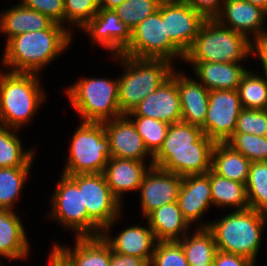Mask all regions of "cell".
<instances>
[{"mask_svg":"<svg viewBox=\"0 0 267 266\" xmlns=\"http://www.w3.org/2000/svg\"><path fill=\"white\" fill-rule=\"evenodd\" d=\"M182 181L183 176L149 166L139 188L144 216L164 204L177 202Z\"/></svg>","mask_w":267,"mask_h":266,"instance_id":"cell-14","label":"cell"},{"mask_svg":"<svg viewBox=\"0 0 267 266\" xmlns=\"http://www.w3.org/2000/svg\"><path fill=\"white\" fill-rule=\"evenodd\" d=\"M146 171L144 161L111 157L103 175L112 194L120 201L123 192L139 190Z\"/></svg>","mask_w":267,"mask_h":266,"instance_id":"cell-22","label":"cell"},{"mask_svg":"<svg viewBox=\"0 0 267 266\" xmlns=\"http://www.w3.org/2000/svg\"><path fill=\"white\" fill-rule=\"evenodd\" d=\"M65 26L54 23L49 29L27 32L12 37L5 47L3 64L15 73H36L54 60L70 44Z\"/></svg>","mask_w":267,"mask_h":266,"instance_id":"cell-2","label":"cell"},{"mask_svg":"<svg viewBox=\"0 0 267 266\" xmlns=\"http://www.w3.org/2000/svg\"><path fill=\"white\" fill-rule=\"evenodd\" d=\"M146 218L157 242L179 241L181 235L183 237L186 235L185 231L190 226L183 217L177 202L164 204L152 211ZM178 232H183V234L179 235Z\"/></svg>","mask_w":267,"mask_h":266,"instance_id":"cell-26","label":"cell"},{"mask_svg":"<svg viewBox=\"0 0 267 266\" xmlns=\"http://www.w3.org/2000/svg\"><path fill=\"white\" fill-rule=\"evenodd\" d=\"M72 143L63 174L103 173L111 158L109 139L102 122H81Z\"/></svg>","mask_w":267,"mask_h":266,"instance_id":"cell-8","label":"cell"},{"mask_svg":"<svg viewBox=\"0 0 267 266\" xmlns=\"http://www.w3.org/2000/svg\"><path fill=\"white\" fill-rule=\"evenodd\" d=\"M82 189L88 214V237L100 236L118 218L120 202L111 192L103 173L68 175ZM100 230V231H99Z\"/></svg>","mask_w":267,"mask_h":266,"instance_id":"cell-9","label":"cell"},{"mask_svg":"<svg viewBox=\"0 0 267 266\" xmlns=\"http://www.w3.org/2000/svg\"><path fill=\"white\" fill-rule=\"evenodd\" d=\"M126 116L151 117L169 125L181 121L180 97L175 79L170 76Z\"/></svg>","mask_w":267,"mask_h":266,"instance_id":"cell-16","label":"cell"},{"mask_svg":"<svg viewBox=\"0 0 267 266\" xmlns=\"http://www.w3.org/2000/svg\"><path fill=\"white\" fill-rule=\"evenodd\" d=\"M242 109L238 90L210 91L203 133L215 143H226L233 136Z\"/></svg>","mask_w":267,"mask_h":266,"instance_id":"cell-11","label":"cell"},{"mask_svg":"<svg viewBox=\"0 0 267 266\" xmlns=\"http://www.w3.org/2000/svg\"><path fill=\"white\" fill-rule=\"evenodd\" d=\"M22 4L46 15L57 24L62 25L65 20L64 0H22Z\"/></svg>","mask_w":267,"mask_h":266,"instance_id":"cell-41","label":"cell"},{"mask_svg":"<svg viewBox=\"0 0 267 266\" xmlns=\"http://www.w3.org/2000/svg\"><path fill=\"white\" fill-rule=\"evenodd\" d=\"M254 262L246 257L217 250L213 265L214 266H254Z\"/></svg>","mask_w":267,"mask_h":266,"instance_id":"cell-43","label":"cell"},{"mask_svg":"<svg viewBox=\"0 0 267 266\" xmlns=\"http://www.w3.org/2000/svg\"><path fill=\"white\" fill-rule=\"evenodd\" d=\"M210 186L212 203L216 206L232 205L237 210L249 208L245 184L223 178L210 170Z\"/></svg>","mask_w":267,"mask_h":266,"instance_id":"cell-30","label":"cell"},{"mask_svg":"<svg viewBox=\"0 0 267 266\" xmlns=\"http://www.w3.org/2000/svg\"><path fill=\"white\" fill-rule=\"evenodd\" d=\"M195 266H214L213 264L195 265Z\"/></svg>","mask_w":267,"mask_h":266,"instance_id":"cell-49","label":"cell"},{"mask_svg":"<svg viewBox=\"0 0 267 266\" xmlns=\"http://www.w3.org/2000/svg\"><path fill=\"white\" fill-rule=\"evenodd\" d=\"M252 44L249 37L221 25L215 18L206 19L183 60L238 63L252 53Z\"/></svg>","mask_w":267,"mask_h":266,"instance_id":"cell-4","label":"cell"},{"mask_svg":"<svg viewBox=\"0 0 267 266\" xmlns=\"http://www.w3.org/2000/svg\"><path fill=\"white\" fill-rule=\"evenodd\" d=\"M193 64L196 76L209 91L238 90L243 75V69L237 63L226 62H189Z\"/></svg>","mask_w":267,"mask_h":266,"instance_id":"cell-24","label":"cell"},{"mask_svg":"<svg viewBox=\"0 0 267 266\" xmlns=\"http://www.w3.org/2000/svg\"><path fill=\"white\" fill-rule=\"evenodd\" d=\"M248 3L258 5L267 11V0H245Z\"/></svg>","mask_w":267,"mask_h":266,"instance_id":"cell-48","label":"cell"},{"mask_svg":"<svg viewBox=\"0 0 267 266\" xmlns=\"http://www.w3.org/2000/svg\"><path fill=\"white\" fill-rule=\"evenodd\" d=\"M177 203L189 224L199 219L212 204L210 171L183 176Z\"/></svg>","mask_w":267,"mask_h":266,"instance_id":"cell-19","label":"cell"},{"mask_svg":"<svg viewBox=\"0 0 267 266\" xmlns=\"http://www.w3.org/2000/svg\"><path fill=\"white\" fill-rule=\"evenodd\" d=\"M249 70L243 75L238 93L242 108L267 109V78H261Z\"/></svg>","mask_w":267,"mask_h":266,"instance_id":"cell-33","label":"cell"},{"mask_svg":"<svg viewBox=\"0 0 267 266\" xmlns=\"http://www.w3.org/2000/svg\"><path fill=\"white\" fill-rule=\"evenodd\" d=\"M8 129L0 125V168L31 167L33 150L23 151L18 136Z\"/></svg>","mask_w":267,"mask_h":266,"instance_id":"cell-32","label":"cell"},{"mask_svg":"<svg viewBox=\"0 0 267 266\" xmlns=\"http://www.w3.org/2000/svg\"><path fill=\"white\" fill-rule=\"evenodd\" d=\"M251 161L227 143H215L212 151L211 170L223 178L246 185Z\"/></svg>","mask_w":267,"mask_h":266,"instance_id":"cell-28","label":"cell"},{"mask_svg":"<svg viewBox=\"0 0 267 266\" xmlns=\"http://www.w3.org/2000/svg\"><path fill=\"white\" fill-rule=\"evenodd\" d=\"M220 13L216 16V20L236 32L242 33L248 37V33L255 35L254 38L260 37L265 31L263 26L267 16V11L262 7L248 3L245 0H225ZM225 14H224V13ZM226 17L227 21H224ZM248 32V33H247Z\"/></svg>","mask_w":267,"mask_h":266,"instance_id":"cell-18","label":"cell"},{"mask_svg":"<svg viewBox=\"0 0 267 266\" xmlns=\"http://www.w3.org/2000/svg\"><path fill=\"white\" fill-rule=\"evenodd\" d=\"M163 0H125L113 9L120 21H123L131 31L149 15L155 13Z\"/></svg>","mask_w":267,"mask_h":266,"instance_id":"cell-36","label":"cell"},{"mask_svg":"<svg viewBox=\"0 0 267 266\" xmlns=\"http://www.w3.org/2000/svg\"><path fill=\"white\" fill-rule=\"evenodd\" d=\"M173 72L171 76L177 82L180 97L181 121L201 128L208 111L210 91L188 76Z\"/></svg>","mask_w":267,"mask_h":266,"instance_id":"cell-20","label":"cell"},{"mask_svg":"<svg viewBox=\"0 0 267 266\" xmlns=\"http://www.w3.org/2000/svg\"><path fill=\"white\" fill-rule=\"evenodd\" d=\"M125 0H98L99 8L102 9H115L121 5Z\"/></svg>","mask_w":267,"mask_h":266,"instance_id":"cell-46","label":"cell"},{"mask_svg":"<svg viewBox=\"0 0 267 266\" xmlns=\"http://www.w3.org/2000/svg\"><path fill=\"white\" fill-rule=\"evenodd\" d=\"M194 10L201 13L206 19H213L222 10V2L225 0H184ZM222 1V2H221Z\"/></svg>","mask_w":267,"mask_h":266,"instance_id":"cell-42","label":"cell"},{"mask_svg":"<svg viewBox=\"0 0 267 266\" xmlns=\"http://www.w3.org/2000/svg\"><path fill=\"white\" fill-rule=\"evenodd\" d=\"M234 133H250L267 137V109H242Z\"/></svg>","mask_w":267,"mask_h":266,"instance_id":"cell-40","label":"cell"},{"mask_svg":"<svg viewBox=\"0 0 267 266\" xmlns=\"http://www.w3.org/2000/svg\"><path fill=\"white\" fill-rule=\"evenodd\" d=\"M31 167L0 168V209L12 210ZM14 202V203H13Z\"/></svg>","mask_w":267,"mask_h":266,"instance_id":"cell-34","label":"cell"},{"mask_svg":"<svg viewBox=\"0 0 267 266\" xmlns=\"http://www.w3.org/2000/svg\"><path fill=\"white\" fill-rule=\"evenodd\" d=\"M219 220L200 225V228H208L213 233L217 250L240 255L256 263L267 215L247 208L236 210Z\"/></svg>","mask_w":267,"mask_h":266,"instance_id":"cell-3","label":"cell"},{"mask_svg":"<svg viewBox=\"0 0 267 266\" xmlns=\"http://www.w3.org/2000/svg\"><path fill=\"white\" fill-rule=\"evenodd\" d=\"M190 266L178 241L156 242L149 266Z\"/></svg>","mask_w":267,"mask_h":266,"instance_id":"cell-38","label":"cell"},{"mask_svg":"<svg viewBox=\"0 0 267 266\" xmlns=\"http://www.w3.org/2000/svg\"><path fill=\"white\" fill-rule=\"evenodd\" d=\"M122 55L142 59H163L171 63L175 55L184 58V54L168 38L165 20L161 17V4L155 13L132 30V40Z\"/></svg>","mask_w":267,"mask_h":266,"instance_id":"cell-10","label":"cell"},{"mask_svg":"<svg viewBox=\"0 0 267 266\" xmlns=\"http://www.w3.org/2000/svg\"><path fill=\"white\" fill-rule=\"evenodd\" d=\"M49 260L52 266H67L53 251Z\"/></svg>","mask_w":267,"mask_h":266,"instance_id":"cell-47","label":"cell"},{"mask_svg":"<svg viewBox=\"0 0 267 266\" xmlns=\"http://www.w3.org/2000/svg\"><path fill=\"white\" fill-rule=\"evenodd\" d=\"M126 68L118 78L119 109L122 115L132 112L147 95L157 90L173 71L172 64L163 59H142L117 55Z\"/></svg>","mask_w":267,"mask_h":266,"instance_id":"cell-6","label":"cell"},{"mask_svg":"<svg viewBox=\"0 0 267 266\" xmlns=\"http://www.w3.org/2000/svg\"><path fill=\"white\" fill-rule=\"evenodd\" d=\"M76 238L73 251L59 245L52 249L67 266H110L111 248L101 236Z\"/></svg>","mask_w":267,"mask_h":266,"instance_id":"cell-21","label":"cell"},{"mask_svg":"<svg viewBox=\"0 0 267 266\" xmlns=\"http://www.w3.org/2000/svg\"><path fill=\"white\" fill-rule=\"evenodd\" d=\"M98 0H64L65 20L82 28L99 10Z\"/></svg>","mask_w":267,"mask_h":266,"instance_id":"cell-39","label":"cell"},{"mask_svg":"<svg viewBox=\"0 0 267 266\" xmlns=\"http://www.w3.org/2000/svg\"><path fill=\"white\" fill-rule=\"evenodd\" d=\"M255 41H252L254 44L252 45V54L253 52H258V58L261 60L263 64V69L265 72V77L267 78V33H264L260 37L254 38Z\"/></svg>","mask_w":267,"mask_h":266,"instance_id":"cell-45","label":"cell"},{"mask_svg":"<svg viewBox=\"0 0 267 266\" xmlns=\"http://www.w3.org/2000/svg\"><path fill=\"white\" fill-rule=\"evenodd\" d=\"M161 17L169 40L185 54L206 18L184 0H163Z\"/></svg>","mask_w":267,"mask_h":266,"instance_id":"cell-12","label":"cell"},{"mask_svg":"<svg viewBox=\"0 0 267 266\" xmlns=\"http://www.w3.org/2000/svg\"><path fill=\"white\" fill-rule=\"evenodd\" d=\"M198 230L192 237L185 235L178 242L190 266L213 264L217 252L214 235L208 228Z\"/></svg>","mask_w":267,"mask_h":266,"instance_id":"cell-29","label":"cell"},{"mask_svg":"<svg viewBox=\"0 0 267 266\" xmlns=\"http://www.w3.org/2000/svg\"><path fill=\"white\" fill-rule=\"evenodd\" d=\"M54 23L46 15L20 3L1 13L0 31L8 34V42L12 37L23 33L49 29Z\"/></svg>","mask_w":267,"mask_h":266,"instance_id":"cell-25","label":"cell"},{"mask_svg":"<svg viewBox=\"0 0 267 266\" xmlns=\"http://www.w3.org/2000/svg\"><path fill=\"white\" fill-rule=\"evenodd\" d=\"M92 37L93 42L113 51L114 55H122L132 40L131 29L123 22L113 9L100 8L97 14L83 27Z\"/></svg>","mask_w":267,"mask_h":266,"instance_id":"cell-15","label":"cell"},{"mask_svg":"<svg viewBox=\"0 0 267 266\" xmlns=\"http://www.w3.org/2000/svg\"><path fill=\"white\" fill-rule=\"evenodd\" d=\"M52 200L51 217L77 233L76 237H88V214L83 207L82 189L63 174Z\"/></svg>","mask_w":267,"mask_h":266,"instance_id":"cell-13","label":"cell"},{"mask_svg":"<svg viewBox=\"0 0 267 266\" xmlns=\"http://www.w3.org/2000/svg\"><path fill=\"white\" fill-rule=\"evenodd\" d=\"M37 73L0 72V123L20 128L31 119L42 104L44 91L39 87Z\"/></svg>","mask_w":267,"mask_h":266,"instance_id":"cell-5","label":"cell"},{"mask_svg":"<svg viewBox=\"0 0 267 266\" xmlns=\"http://www.w3.org/2000/svg\"><path fill=\"white\" fill-rule=\"evenodd\" d=\"M214 145L202 128L179 121L169 125L163 145L150 166L180 176L206 174L211 170Z\"/></svg>","mask_w":267,"mask_h":266,"instance_id":"cell-1","label":"cell"},{"mask_svg":"<svg viewBox=\"0 0 267 266\" xmlns=\"http://www.w3.org/2000/svg\"><path fill=\"white\" fill-rule=\"evenodd\" d=\"M136 119L131 120L137 130V132L142 137L144 144L148 151L153 156L162 147L164 139L166 138L167 131L169 129V124L156 120L151 117L134 116Z\"/></svg>","mask_w":267,"mask_h":266,"instance_id":"cell-35","label":"cell"},{"mask_svg":"<svg viewBox=\"0 0 267 266\" xmlns=\"http://www.w3.org/2000/svg\"><path fill=\"white\" fill-rule=\"evenodd\" d=\"M104 233L101 232L100 236L112 251L136 256L143 259L148 265L150 264L157 242L150 227L132 226L121 231L115 238H108L109 236Z\"/></svg>","mask_w":267,"mask_h":266,"instance_id":"cell-23","label":"cell"},{"mask_svg":"<svg viewBox=\"0 0 267 266\" xmlns=\"http://www.w3.org/2000/svg\"><path fill=\"white\" fill-rule=\"evenodd\" d=\"M235 151L243 154L251 162L267 161V137L250 133H233L226 142Z\"/></svg>","mask_w":267,"mask_h":266,"instance_id":"cell-37","label":"cell"},{"mask_svg":"<svg viewBox=\"0 0 267 266\" xmlns=\"http://www.w3.org/2000/svg\"><path fill=\"white\" fill-rule=\"evenodd\" d=\"M67 95L83 122H104L122 116L118 79L83 78L68 88Z\"/></svg>","mask_w":267,"mask_h":266,"instance_id":"cell-7","label":"cell"},{"mask_svg":"<svg viewBox=\"0 0 267 266\" xmlns=\"http://www.w3.org/2000/svg\"><path fill=\"white\" fill-rule=\"evenodd\" d=\"M245 186L249 208L267 215V161L251 162Z\"/></svg>","mask_w":267,"mask_h":266,"instance_id":"cell-31","label":"cell"},{"mask_svg":"<svg viewBox=\"0 0 267 266\" xmlns=\"http://www.w3.org/2000/svg\"><path fill=\"white\" fill-rule=\"evenodd\" d=\"M110 266H149L143 259L136 256L116 253L111 250Z\"/></svg>","mask_w":267,"mask_h":266,"instance_id":"cell-44","label":"cell"},{"mask_svg":"<svg viewBox=\"0 0 267 266\" xmlns=\"http://www.w3.org/2000/svg\"><path fill=\"white\" fill-rule=\"evenodd\" d=\"M28 240L19 218L10 209H0V256L26 258Z\"/></svg>","mask_w":267,"mask_h":266,"instance_id":"cell-27","label":"cell"},{"mask_svg":"<svg viewBox=\"0 0 267 266\" xmlns=\"http://www.w3.org/2000/svg\"><path fill=\"white\" fill-rule=\"evenodd\" d=\"M102 123L109 139L111 157L143 161L151 154L130 117L122 115Z\"/></svg>","mask_w":267,"mask_h":266,"instance_id":"cell-17","label":"cell"}]
</instances>
